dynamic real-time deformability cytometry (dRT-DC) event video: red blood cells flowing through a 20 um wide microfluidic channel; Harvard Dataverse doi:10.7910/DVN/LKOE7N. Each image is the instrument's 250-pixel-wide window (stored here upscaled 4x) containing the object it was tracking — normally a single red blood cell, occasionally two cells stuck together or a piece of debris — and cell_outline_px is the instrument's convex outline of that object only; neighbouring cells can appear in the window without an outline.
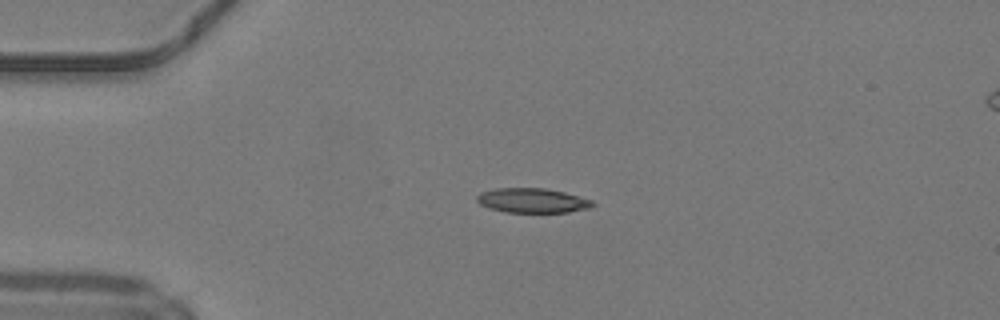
{"species": "common noctule bat (a hibernating species)", "species_latin": "Nyctalus noctula", "temperature_condition": "warm", "stored_images_in_passage": 48, "camera_frame_rate_fps": 3000, "um_per_image_px": 0.085, "animal": {"sex": "male", "body_mass_g": 19.2, "forearm_length_mm": 51.8}, "frame": {"image": 1, "passage_image": 11, "time_ms": 3.333, "image_size_px": [1000, 320], "cell_outline_px": [[596, 204], [588, 208], [568, 212], [504, 212], [488, 208], [480, 204], [476, 200], [476, 196], [480, 192], [496, 188], [544, 188], [564, 192], [592, 200]], "centroid_in_image_um": [45.21, 17.04], "position_along_channel_um": 39.8, "area_um2": 16.59}}
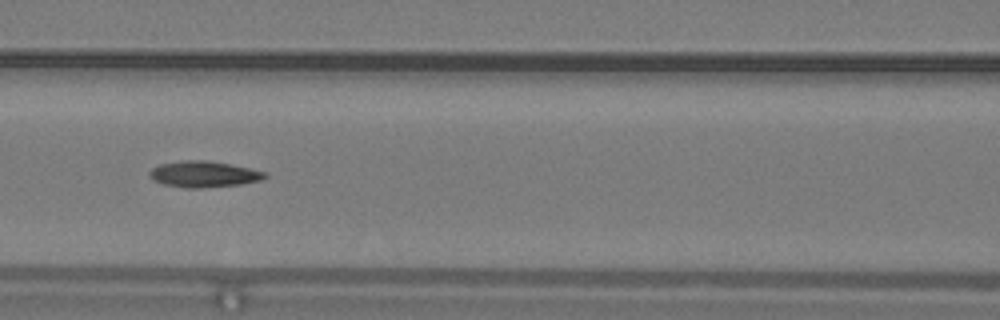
{"frame": {"image": 2, "passage_image": 21, "time_ms": 6.667, "image_size_px": [1000, 320], "cell_outline_px": [[268, 176], [264, 180], [240, 184], [200, 188], [188, 188], [164, 184], [152, 180], [148, 176], [148, 172], [152, 168], [160, 164], [184, 160], [208, 160], [248, 168], [264, 172]], "centroid_in_image_um": [17.29, 14.81], "position_along_channel_um": 149.3, "area_um2": 17.51}}
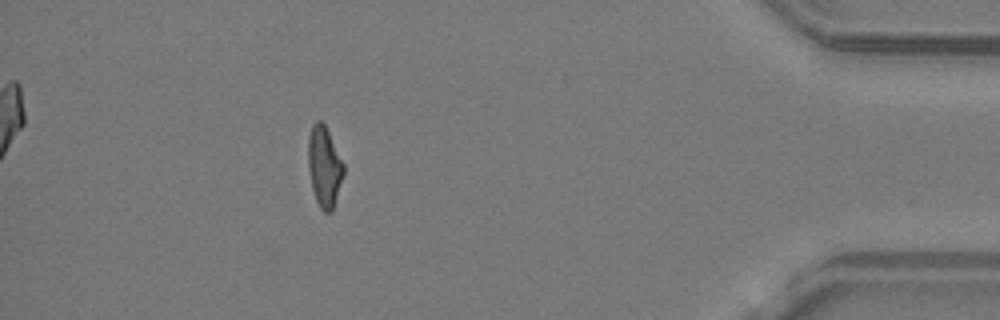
{"frame": {"image": 3, "passage_image": 43, "time_ms": 14.0, "image_size_px": [1000, 320], "cell_outline_px": [[344, 172], [332, 212], [324, 212], [320, 208], [316, 200], [312, 188], [308, 168], [308, 136], [312, 124], [316, 120], [320, 120], [324, 124], [344, 164]], "centroid_in_image_um": [27.55, 14.16], "position_along_channel_um": 407.7, "area_um2": 16.53}, "authors_computed_cell_mechanics": {"area_um2": 16.9643, "velocity_mm_per_s": 4.2323, "shape_relaxation_time_tau1_ms": null, "shape_relaxation_time_tau2_ms": 6.1402, "deformation_change_tau1": null, "deformation_change_tau2": 0.1553}}